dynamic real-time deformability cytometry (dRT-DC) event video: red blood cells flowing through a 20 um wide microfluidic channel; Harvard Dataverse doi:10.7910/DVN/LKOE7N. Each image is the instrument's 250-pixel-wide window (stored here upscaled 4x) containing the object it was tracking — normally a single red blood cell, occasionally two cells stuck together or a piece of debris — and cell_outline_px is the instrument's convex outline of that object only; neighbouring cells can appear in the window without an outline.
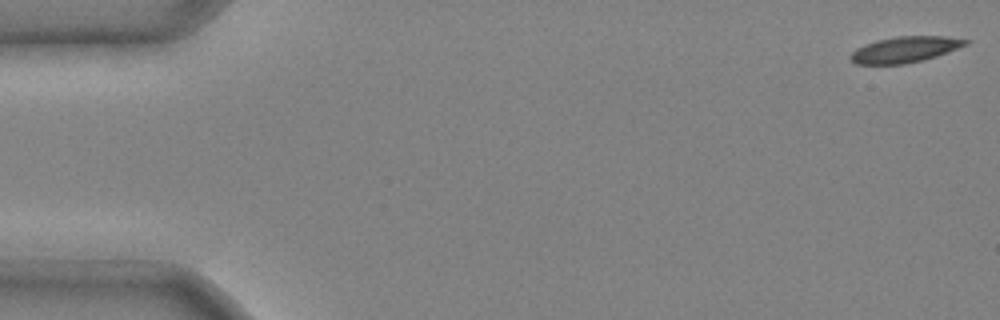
{"species": "common noctule bat (a hibernating species)", "species_latin": "Nyctalus noctula", "temperature_condition": "cold", "stored_images_in_passage": 5, "camera_frame_rate_fps": 3000, "um_per_image_px": 0.085, "animal": {"sex": "male", "body_mass_g": 20.4}, "frame": {"image": 1, "passage_image": 1, "time_ms": 0.0, "image_size_px": [1000, 320], "cell_outline_px": [[972, 40], [968, 44], [948, 52], [924, 60], [904, 64], [856, 64], [848, 56], [856, 48], [864, 44], [876, 40], [896, 36], [944, 36]], "centroid_in_image_um": [76.92, 4.2], "position_along_channel_um": 8.1, "area_um2": 17.51}}